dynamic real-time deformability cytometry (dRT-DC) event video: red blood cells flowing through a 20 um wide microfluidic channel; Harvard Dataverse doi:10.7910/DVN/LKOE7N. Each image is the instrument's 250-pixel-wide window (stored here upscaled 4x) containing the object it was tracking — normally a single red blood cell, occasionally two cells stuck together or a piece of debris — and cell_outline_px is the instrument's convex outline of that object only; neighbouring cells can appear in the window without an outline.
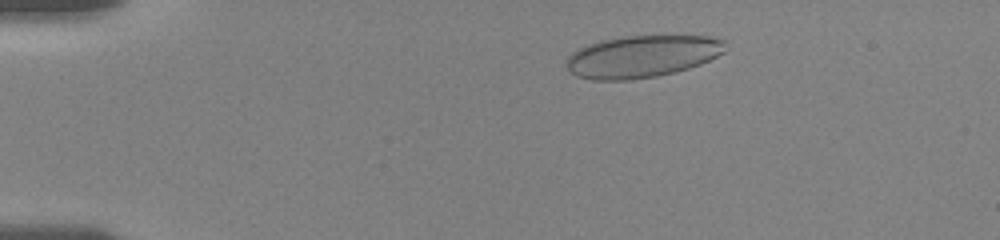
{"species": "human", "species_latin": "Homo sapiens", "temperature_condition": "room temperature", "stored_images_in_passage": 52, "camera_frame_rate_fps": 3000, "um_per_image_px": 0.085, "donor": {"sex": "female"}, "frame": {"image": 1, "passage_image": 7, "time_ms": 2.0, "image_size_px": [1000, 240], "cell_outline_px": [[728, 48], [724, 52], [700, 64], [688, 68], [656, 76], [628, 80], [592, 80], [576, 76], [568, 68], [568, 56], [572, 52], [588, 44], [600, 40], [624, 36], [708, 36], [724, 40]], "centroid_in_image_um": [54.58, 4.79], "position_along_channel_um": 30.4, "area_um2": 38.78}}
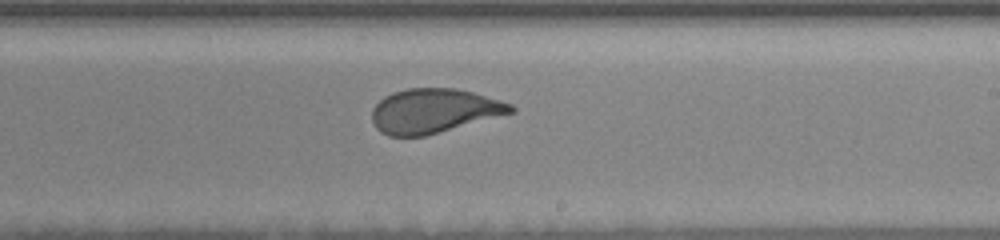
{"frame": {"image": 2, "passage_image": 31, "time_ms": 10.0, "image_size_px": [1000, 240], "cell_outline_px": [[516, 112], [424, 136], [388, 136], [380, 132], [376, 128], [372, 120], [372, 108], [384, 96], [392, 92], [408, 88], [456, 88], [472, 92], [500, 100], [512, 104], [516, 108]], "centroid_in_image_um": [36.88, 9.42], "position_along_channel_um": 252.1, "area_um2": 35.95}}
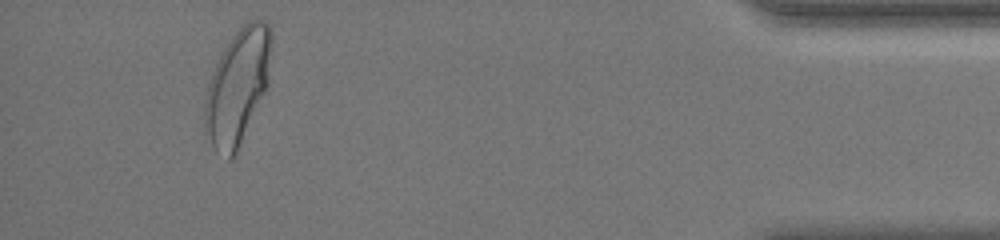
{"frame": {"image": 3, "passage_image": 49, "time_ms": 16.0, "image_size_px": [1000, 240], "cell_outline_px": [[272, 44], [268, 84], [236, 152], [228, 160], [216, 152], [212, 144], [204, 124], [204, 104], [208, 84], [216, 64], [224, 48], [232, 36], [248, 20], [264, 20], [272, 28]], "centroid_in_image_um": [20.21, 7.31], "position_along_channel_um": 415.0, "area_um2": 44.1}, "authors_computed_cell_mechanics": {"area_um2": 39.1306, "velocity_mm_per_s": 3.6054, "shape_relaxation_time_tau1_ms": 8.9397, "shape_relaxation_time_tau2_ms": null, "deformation_change_tau1": 0.2097, "deformation_change_tau2": null}}